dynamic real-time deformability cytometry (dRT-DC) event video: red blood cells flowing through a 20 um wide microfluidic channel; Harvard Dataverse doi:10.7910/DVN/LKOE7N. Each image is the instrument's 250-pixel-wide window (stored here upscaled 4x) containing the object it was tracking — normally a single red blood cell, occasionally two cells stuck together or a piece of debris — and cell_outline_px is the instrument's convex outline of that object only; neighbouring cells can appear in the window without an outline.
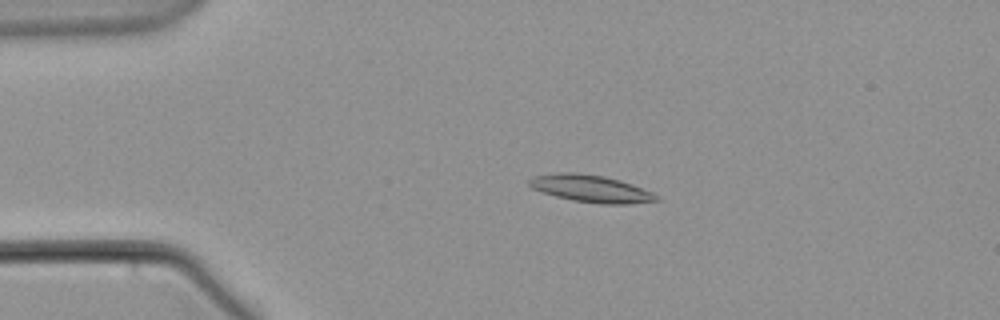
{"species": "common noctule bat (a hibernating species)", "species_latin": "Nyctalus noctula", "temperature_condition": "warm", "stored_images_in_passage": 60, "camera_frame_rate_fps": 3000, "um_per_image_px": 0.085, "animal": {"sex": "male", "body_mass_g": 21.5, "forearm_length_mm": 52.0}, "frame": {"image": 1, "passage_image": 13, "time_ms": 4.0, "image_size_px": [1000, 320], "cell_outline_px": [[660, 200], [628, 204], [600, 204], [572, 200], [540, 192], [532, 188], [528, 184], [528, 180], [532, 176], [556, 172], [576, 172], [604, 176], [620, 180], [632, 184], [652, 192]], "centroid_in_image_um": [50.17, 16.02], "position_along_channel_um": 34.8, "area_um2": 20.29}}
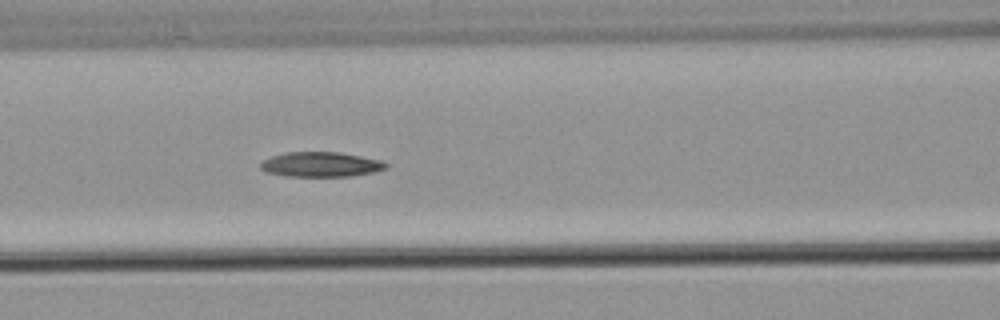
{"frame": {"image": 2, "passage_image": 26, "time_ms": 8.333, "image_size_px": [1000, 320], "cell_outline_px": [[388, 168], [372, 172], [348, 176], [284, 176], [264, 172], [260, 168], [260, 164], [264, 160], [272, 156], [284, 152], [340, 152], [380, 160], [388, 164]], "centroid_in_image_um": [27.23, 13.97], "position_along_channel_um": 139.4, "area_um2": 18.15}}
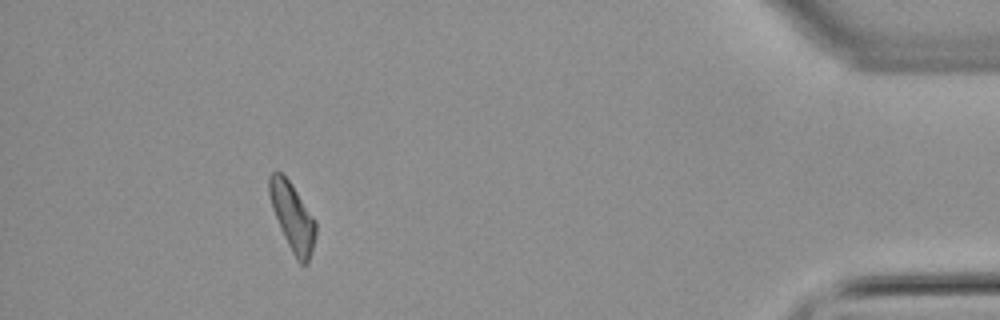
{"frame": {"image": 3, "passage_image": 55, "time_ms": 18.0, "image_size_px": [1000, 320], "cell_outline_px": [[316, 236], [312, 252], [308, 264], [300, 264], [296, 260], [280, 228], [272, 208], [268, 192], [268, 176], [272, 172], [280, 172], [288, 180], [316, 220]], "centroid_in_image_um": [24.86, 18.46], "position_along_channel_um": 410.3, "area_um2": 18.32}}